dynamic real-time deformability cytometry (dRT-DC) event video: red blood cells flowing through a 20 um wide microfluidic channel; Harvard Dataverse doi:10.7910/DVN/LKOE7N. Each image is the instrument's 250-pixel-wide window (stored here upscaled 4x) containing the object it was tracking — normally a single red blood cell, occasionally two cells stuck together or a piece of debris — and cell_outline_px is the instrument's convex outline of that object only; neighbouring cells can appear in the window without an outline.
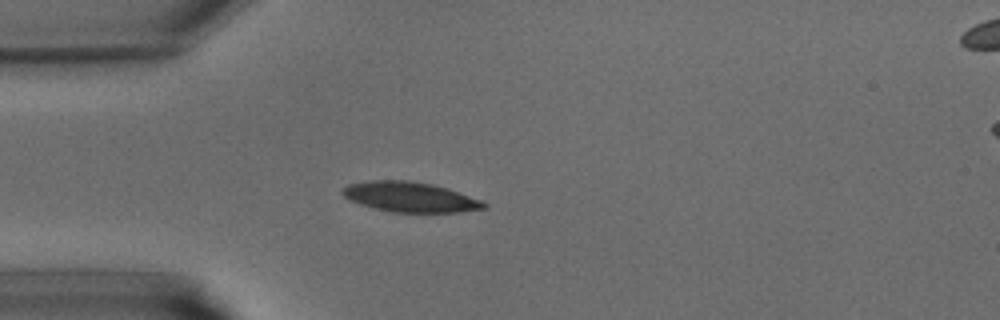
{"species": "common noctule bat (a hibernating species)", "species_latin": "Nyctalus noctula", "temperature_condition": "warm", "stored_images_in_passage": 40, "camera_frame_rate_fps": 3000, "um_per_image_px": 0.085, "animal": {"sex": "male", "body_mass_g": 15.6}, "frame": {"image": 1, "passage_image": 10, "time_ms": 3.0, "image_size_px": [1000, 320], "cell_outline_px": [[488, 204], [484, 208], [460, 212], [392, 212], [360, 204], [344, 196], [340, 192], [348, 184], [368, 180], [412, 180], [432, 184], [448, 188], [480, 200]], "centroid_in_image_um": [34.85, 16.73], "position_along_channel_um": 50.2, "area_um2": 24.62}}
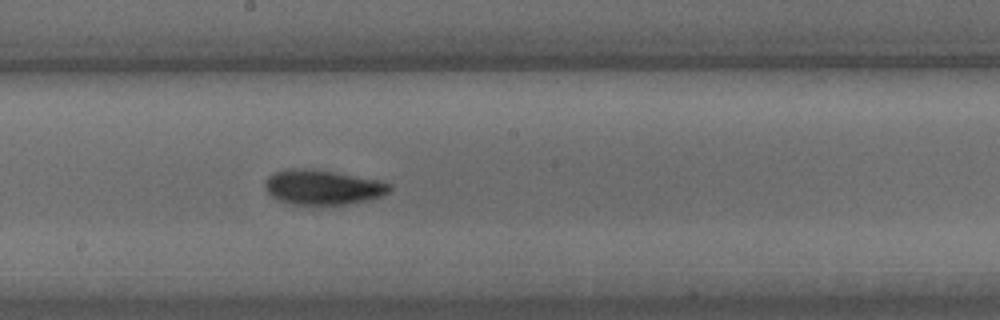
{"frame": {"image": 2, "passage_image": 21, "time_ms": 6.667, "image_size_px": [1000, 320], "cell_outline_px": [[392, 188], [388, 192], [380, 196], [368, 200], [348, 204], [292, 204], [280, 200], [272, 196], [264, 188], [264, 180], [268, 176], [276, 172], [288, 168], [304, 168], [332, 172], [376, 180], [392, 184]], "centroid_in_image_um": [27.39, 15.91], "position_along_channel_um": 220.8, "area_um2": 24.91}}
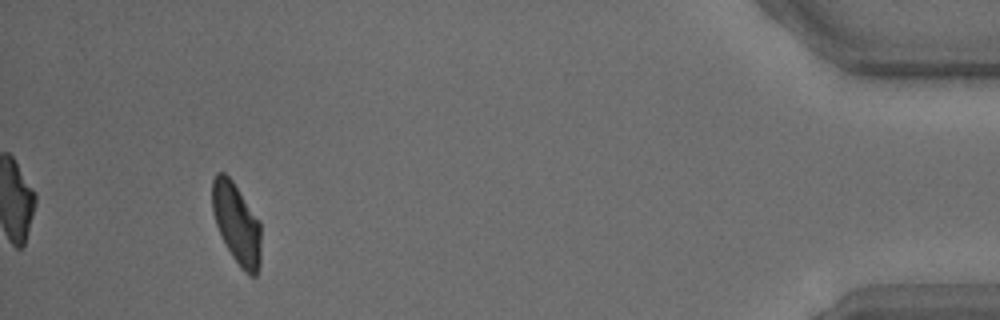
{"frame": {"image": 3, "passage_image": 37, "time_ms": 12.0, "image_size_px": [1000, 320], "cell_outline_px": [[260, 264], [256, 276], [248, 276], [240, 268], [232, 256], [216, 224], [212, 212], [212, 180], [216, 172], [224, 172], [232, 180], [260, 220]], "centroid_in_image_um": [20.12, 19.0], "position_along_channel_um": 415.1, "area_um2": 23.0}}